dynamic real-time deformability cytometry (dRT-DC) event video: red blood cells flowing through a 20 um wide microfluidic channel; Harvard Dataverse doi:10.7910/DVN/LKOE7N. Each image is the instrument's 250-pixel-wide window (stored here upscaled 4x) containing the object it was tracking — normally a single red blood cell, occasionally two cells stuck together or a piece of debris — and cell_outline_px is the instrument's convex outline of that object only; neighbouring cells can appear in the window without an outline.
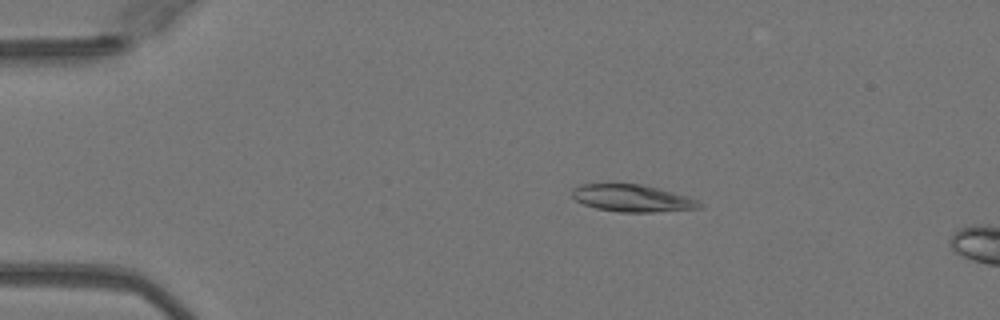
{"species": "Egyptian fruit bat (a non-hibernating species)", "species_latin": "Rousettus aegyptiacus", "temperature_condition": "warm", "stored_images_in_passage": 14, "camera_frame_rate_fps": 3000, "um_per_image_px": 0.085, "animal": {"sex": "female"}, "frame": {"image": 1, "passage_image": 10, "time_ms": 3.0, "image_size_px": [1000, 320], "cell_outline_px": [[704, 208], [652, 212], [620, 212], [596, 208], [584, 204], [576, 200], [572, 196], [572, 188], [580, 184], [640, 184], [688, 196], [700, 200], [704, 204]], "centroid_in_image_um": [53.79, 16.85], "position_along_channel_um": 31.2, "area_um2": 20.17}}